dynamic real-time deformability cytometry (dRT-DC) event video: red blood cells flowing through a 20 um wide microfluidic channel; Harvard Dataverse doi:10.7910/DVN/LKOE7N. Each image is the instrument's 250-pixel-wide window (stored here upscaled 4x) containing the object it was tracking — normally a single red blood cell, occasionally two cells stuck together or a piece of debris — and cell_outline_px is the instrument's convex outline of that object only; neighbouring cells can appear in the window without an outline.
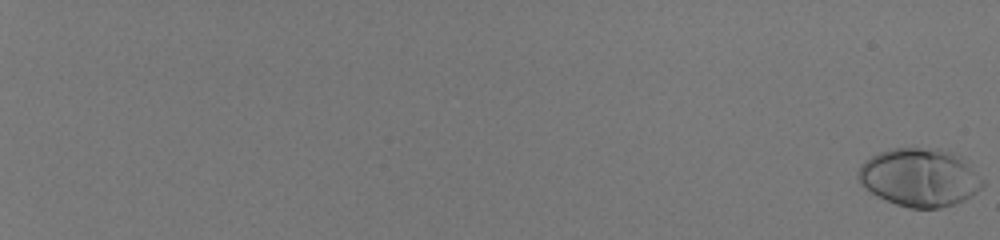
{"species": "human", "species_latin": "Homo sapiens", "temperature_condition": "room temperature", "stored_images_in_passage": 60, "camera_frame_rate_fps": 3000, "um_per_image_px": 0.085, "donor": {"sex": "male"}, "frame": {"image": 1, "passage_image": 1, "time_ms": 0.0, "image_size_px": [1000, 240], "cell_outline_px": [[984, 184], [976, 192], [964, 200], [956, 204], [940, 208], [912, 208], [896, 204], [872, 192], [856, 176], [856, 172], [860, 164], [872, 156], [880, 152], [892, 148], [940, 148], [952, 152], [960, 156], [984, 180]], "centroid_in_image_um": [78.19, 15.07], "position_along_channel_um": 6.8, "area_um2": 41.85}}
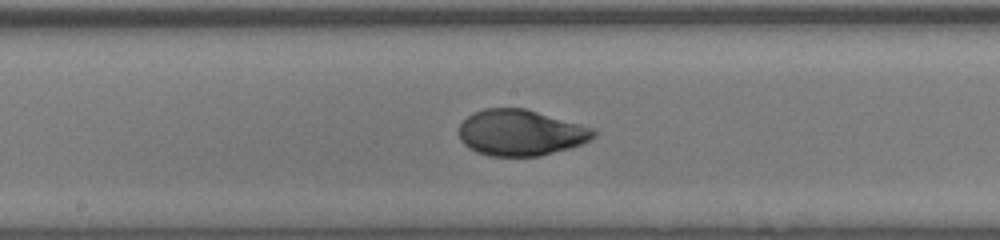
{"frame": {"image": 2, "passage_image": 39, "time_ms": 12.667, "image_size_px": [1000, 240], "cell_outline_px": [[600, 132], [596, 136], [580, 144], [568, 148], [540, 156], [488, 156], [476, 152], [468, 148], [460, 140], [460, 124], [468, 116], [484, 108], [524, 108], [596, 128]], "centroid_in_image_um": [44.28, 11.28], "position_along_channel_um": 203.9, "area_um2": 36.18}}
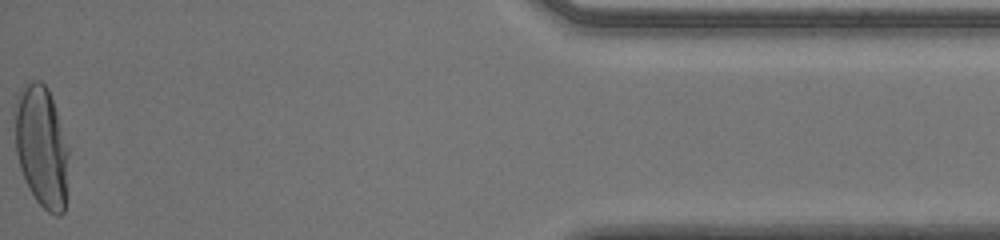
{"frame": {"image": 3, "passage_image": 60, "time_ms": 19.667, "image_size_px": [1000, 240], "cell_outline_px": [[68, 156], [64, 212], [60, 216], [56, 216], [48, 212], [36, 200], [28, 188], [20, 168], [16, 152], [12, 112], [20, 88], [28, 80], [40, 80], [48, 88], [68, 148]], "centroid_in_image_um": [3.48, 12.42], "position_along_channel_um": 431.7, "area_um2": 38.44}, "authors_computed_cell_mechanics": {"area_um2": 36.7608, "velocity_mm_per_s": 4.0427, "shape_relaxation_time_tau1_ms": 3.9032, "shape_relaxation_time_tau2_ms": null, "deformation_change_tau1": 0.2297, "deformation_change_tau2": null}}